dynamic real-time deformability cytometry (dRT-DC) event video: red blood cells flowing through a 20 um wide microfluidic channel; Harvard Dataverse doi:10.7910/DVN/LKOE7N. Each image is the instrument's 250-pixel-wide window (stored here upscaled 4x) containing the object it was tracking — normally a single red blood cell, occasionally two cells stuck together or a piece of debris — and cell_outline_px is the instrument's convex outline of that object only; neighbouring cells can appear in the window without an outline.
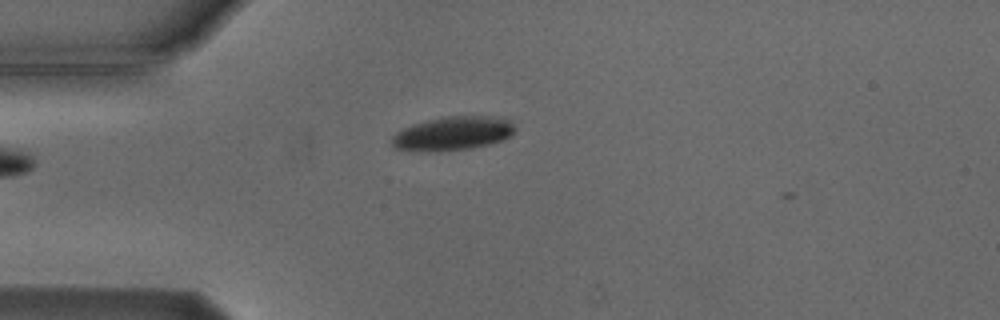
{"species": "Egyptian fruit bat (a non-hibernating species)", "species_latin": "Rousettus aegyptiacus", "temperature_condition": "cold", "stored_images_in_passage": 5, "camera_frame_rate_fps": 3000, "um_per_image_px": 0.085, "animal": {"sex": "male"}, "frame": {"image": 1, "passage_image": 5, "time_ms": 4.667, "image_size_px": [1000, 320], "cell_outline_px": [[516, 128], [508, 136], [500, 140], [488, 144], [468, 148], [428, 152], [392, 148], [392, 136], [396, 132], [412, 124], [440, 116], [496, 116], [512, 120]], "centroid_in_image_um": [38.46, 11.32], "position_along_channel_um": 46.5, "area_um2": 24.28}}